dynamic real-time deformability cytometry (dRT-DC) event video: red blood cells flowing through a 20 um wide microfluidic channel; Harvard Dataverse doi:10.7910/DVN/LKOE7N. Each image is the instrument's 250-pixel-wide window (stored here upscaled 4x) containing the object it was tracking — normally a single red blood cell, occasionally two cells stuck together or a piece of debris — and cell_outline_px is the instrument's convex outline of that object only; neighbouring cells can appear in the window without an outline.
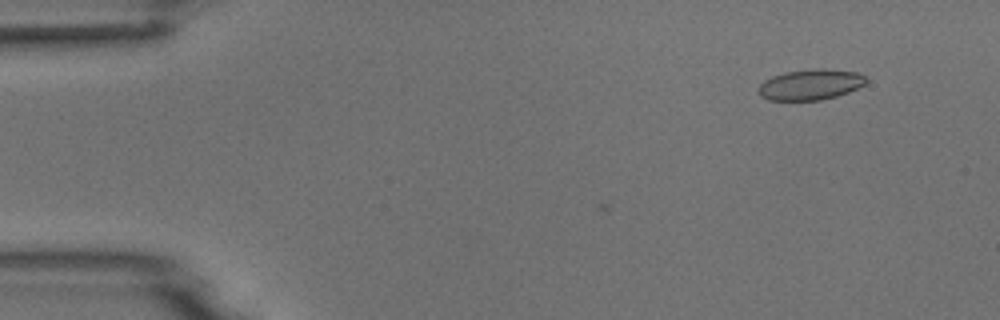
{"species": "common noctule bat (a hibernating species)", "species_latin": "Nyctalus noctula", "temperature_condition": "room temperature", "stored_images_in_passage": 2, "camera_frame_rate_fps": 3000, "um_per_image_px": 0.085, "animal": {"sex": "male", "body_mass_g": 18.8}, "frame": {"image": 1, "passage_image": 2, "time_ms": 1.0, "image_size_px": [1000, 320], "cell_outline_px": [[868, 80], [864, 84], [848, 92], [836, 96], [820, 100], [768, 100], [760, 96], [756, 92], [756, 88], [764, 80], [772, 76], [784, 72], [816, 68], [824, 68], [856, 72], [864, 76]], "centroid_in_image_um": [68.83, 7.18], "position_along_channel_um": 16.2, "area_um2": 19.36}}